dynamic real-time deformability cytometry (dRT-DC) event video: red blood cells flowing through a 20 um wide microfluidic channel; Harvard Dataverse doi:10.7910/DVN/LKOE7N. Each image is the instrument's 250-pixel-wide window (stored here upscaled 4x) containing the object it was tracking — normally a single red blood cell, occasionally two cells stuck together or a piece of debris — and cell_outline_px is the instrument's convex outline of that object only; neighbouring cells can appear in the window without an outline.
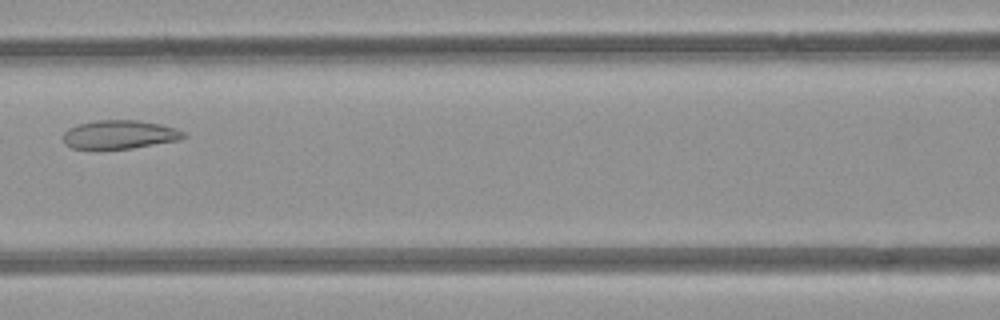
{"species": "common noctule bat (a hibernating species)", "species_latin": "Nyctalus noctula", "temperature_condition": "room temperature", "stored_images_in_passage": 3, "camera_frame_rate_fps": 3000, "um_per_image_px": 0.085, "animal": {"sex": "female", "body_mass_g": 21.9}, "frame": {"image": 1, "passage_image": 3, "time_ms": 2.333, "image_size_px": [1000, 320], "cell_outline_px": [[184, 136], [180, 140], [132, 148], [72, 148], [64, 144], [64, 132], [68, 128], [76, 124], [96, 120], [140, 120], [160, 124], [176, 128], [184, 132]], "centroid_in_image_um": [10.15, 11.42], "position_along_channel_um": 156.4, "area_um2": 20.0}}